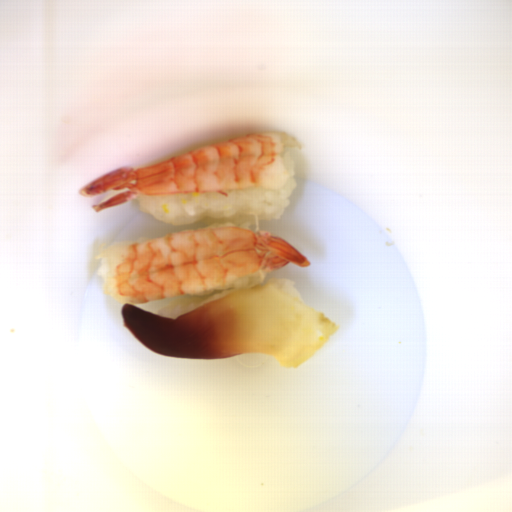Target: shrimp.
Wrapping results in <instances>:
<instances>
[{
	"label": "shrimp",
	"instance_id": "1",
	"mask_svg": "<svg viewBox=\"0 0 512 512\" xmlns=\"http://www.w3.org/2000/svg\"><path fill=\"white\" fill-rule=\"evenodd\" d=\"M95 259L107 295L135 307L159 298L225 289L255 271L269 274L311 262L293 244L263 230L203 227L150 239L109 240Z\"/></svg>",
	"mask_w": 512,
	"mask_h": 512
},
{
	"label": "shrimp",
	"instance_id": "2",
	"mask_svg": "<svg viewBox=\"0 0 512 512\" xmlns=\"http://www.w3.org/2000/svg\"><path fill=\"white\" fill-rule=\"evenodd\" d=\"M295 137L280 131L254 132L203 145L159 163L113 169L80 189L85 196L127 189L93 205L97 212L150 194H226L261 185L279 188L288 177L281 153L300 149Z\"/></svg>",
	"mask_w": 512,
	"mask_h": 512
}]
</instances>
